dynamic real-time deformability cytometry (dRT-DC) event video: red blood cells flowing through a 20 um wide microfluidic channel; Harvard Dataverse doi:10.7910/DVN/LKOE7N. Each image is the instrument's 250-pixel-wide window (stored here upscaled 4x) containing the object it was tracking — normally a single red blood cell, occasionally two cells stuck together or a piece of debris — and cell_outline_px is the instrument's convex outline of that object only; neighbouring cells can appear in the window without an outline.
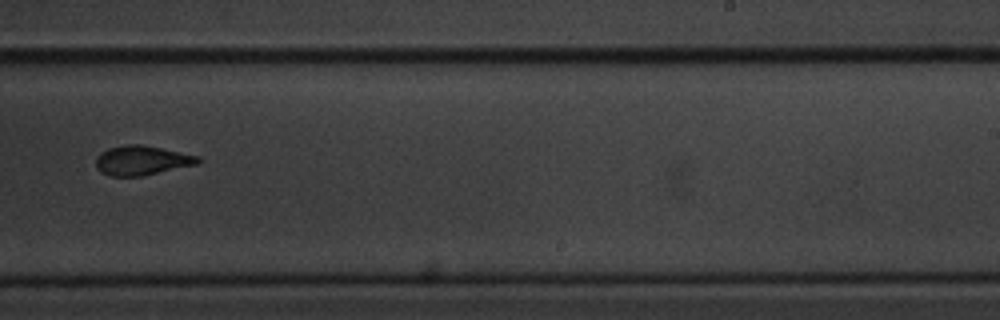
{"species": "common noctule bat (a hibernating species)", "species_latin": "Nyctalus noctula", "temperature_condition": "cold", "stored_images_in_passage": 15, "camera_frame_rate_fps": 3000, "um_per_image_px": 0.085, "animal": {"sex": "male", "body_mass_g": 20.1, "forearm_length_mm": 53.5}, "frame": {"image": 1, "passage_image": 9, "time_ms": 10.333, "image_size_px": [1000, 320], "cell_outline_px": [[200, 160], [196, 164], [140, 176], [112, 176], [100, 172], [96, 168], [96, 156], [100, 152], [108, 148], [124, 144], [140, 144], [200, 156]], "centroid_in_image_um": [11.99, 13.62], "position_along_channel_um": 277.0, "area_um2": 17.4}}
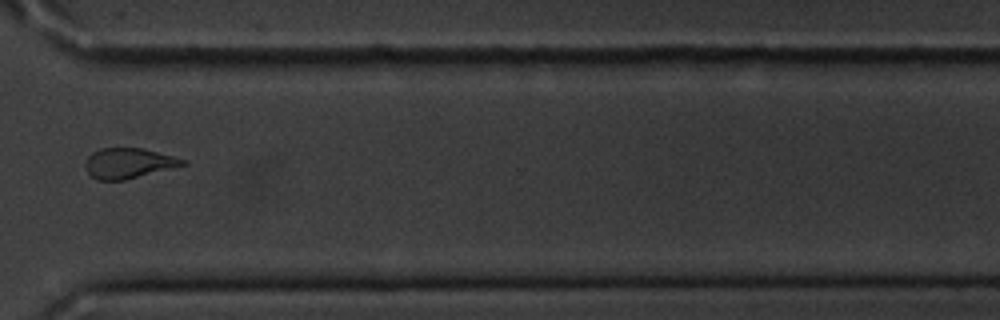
{"frame": {"image": 2, "passage_image": 11, "time_ms": 12.667, "image_size_px": [1000, 320], "cell_outline_px": [[188, 164], [124, 180], [96, 180], [88, 172], [84, 164], [88, 156], [92, 152], [100, 148], [144, 148], [188, 160]], "centroid_in_image_um": [10.94, 13.86], "position_along_channel_um": 359.7, "area_um2": 17.22}}